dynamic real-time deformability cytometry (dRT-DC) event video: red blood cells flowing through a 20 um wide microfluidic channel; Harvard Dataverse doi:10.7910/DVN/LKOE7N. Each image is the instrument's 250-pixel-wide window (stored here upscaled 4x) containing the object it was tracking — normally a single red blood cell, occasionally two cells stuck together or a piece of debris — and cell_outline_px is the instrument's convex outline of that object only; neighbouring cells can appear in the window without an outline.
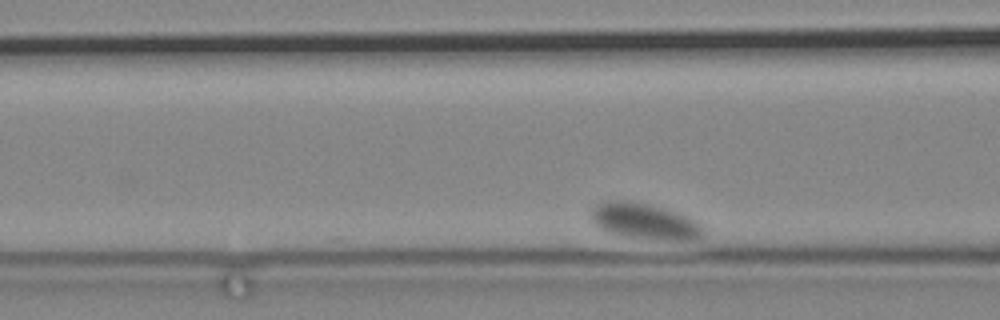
{"species": "common noctule bat (a hibernating species)", "species_latin": "Nyctalus noctula", "temperature_condition": "cold", "stored_images_in_passage": 46, "camera_frame_rate_fps": 3000, "um_per_image_px": 0.085, "animal": {"sex": "male", "body_mass_g": 19.2, "forearm_length_mm": 51.8}, "frame": {"image": 1, "passage_image": 8, "time_ms": 2.333, "image_size_px": [1000, 320], "cell_outline_px": [[708, 232], [704, 236], [692, 240], [664, 240], [628, 236], [608, 232], [592, 224], [588, 220], [588, 212], [596, 204], [608, 200], [628, 200], [648, 204], [664, 208], [688, 216], [696, 220], [708, 228]], "centroid_in_image_um": [54.8, 18.8], "position_along_channel_um": 111.8, "area_um2": 24.22}}
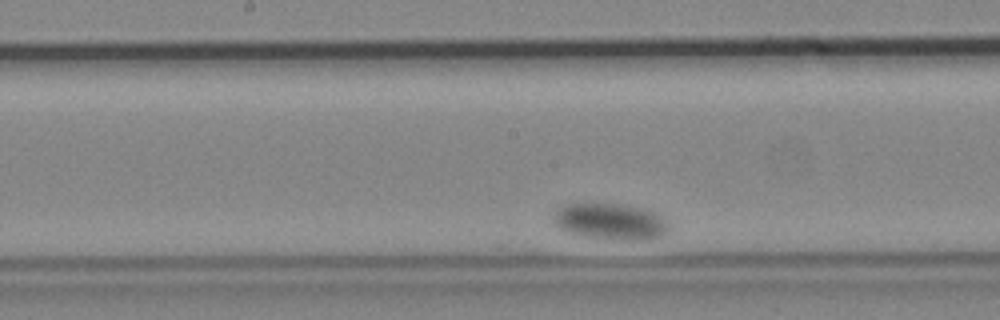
{"frame": {"image": 2, "passage_image": 21, "time_ms": 6.667, "image_size_px": [1000, 320], "cell_outline_px": [[668, 232], [664, 236], [648, 240], [616, 240], [584, 236], [568, 232], [560, 228], [552, 220], [552, 216], [564, 204], [584, 200], [620, 204], [644, 208], [660, 212], [668, 224]], "centroid_in_image_um": [51.9, 18.79], "position_along_channel_um": 196.3, "area_um2": 25.55}}
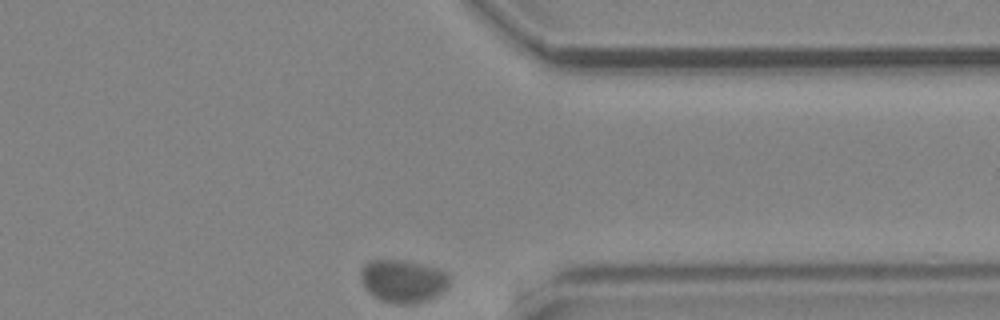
{"frame": {"image": 3, "passage_image": 46, "time_ms": 15.0, "image_size_px": [1000, 320], "cell_outline_px": [[448, 284], [436, 296], [412, 304], [400, 304], [380, 300], [368, 292], [364, 288], [360, 280], [360, 272], [364, 264], [372, 260], [400, 260], [440, 268], [448, 276]], "centroid_in_image_um": [34.19, 23.88], "position_along_channel_um": 377.2, "area_um2": 21.91}}